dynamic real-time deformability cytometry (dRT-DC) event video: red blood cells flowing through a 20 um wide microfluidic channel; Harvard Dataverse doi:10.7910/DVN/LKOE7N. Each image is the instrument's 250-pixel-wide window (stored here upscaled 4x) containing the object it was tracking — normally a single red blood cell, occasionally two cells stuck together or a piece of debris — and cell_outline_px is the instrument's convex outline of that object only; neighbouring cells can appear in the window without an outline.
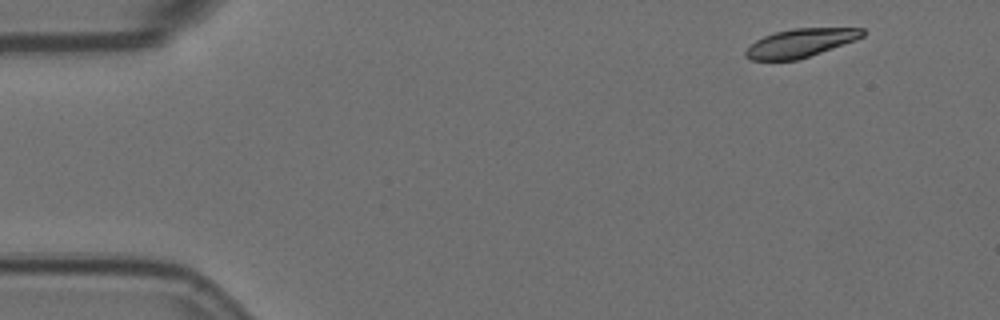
{"species": "Egyptian fruit bat (a non-hibernating species)", "species_latin": "Rousettus aegyptiacus", "temperature_condition": "room temperature", "stored_images_in_passage": 8, "camera_frame_rate_fps": 3000, "um_per_image_px": 0.085, "animal": {"sex": "female"}, "frame": {"image": 1, "passage_image": 1, "time_ms": 0.0, "image_size_px": [1000, 320], "cell_outline_px": [[864, 36], [856, 40], [796, 60], [752, 60], [744, 56], [744, 52], [756, 40], [764, 36], [776, 32], [792, 28], [864, 28]], "centroid_in_image_um": [68.03, 3.64], "position_along_channel_um": 17.0, "area_um2": 19.13}}
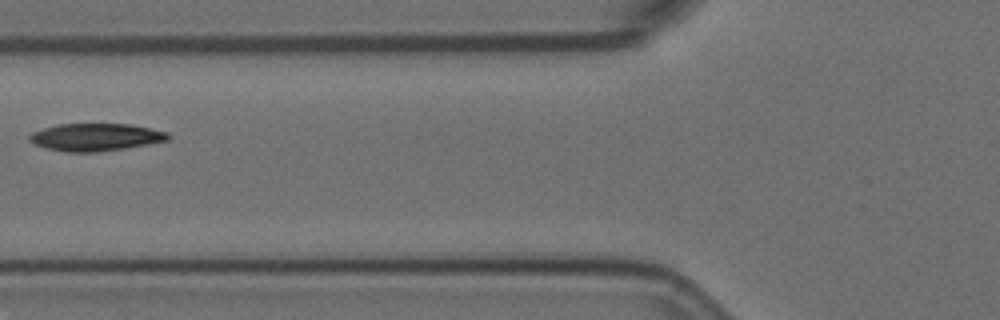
{"frame": {"image": 2, "passage_image": 6, "time_ms": 1.667, "image_size_px": [1000, 320], "cell_outline_px": [[172, 136], [168, 140], [124, 148], [96, 152], [68, 152], [48, 148], [36, 144], [28, 140], [28, 136], [32, 132], [56, 124], [132, 124], [168, 132]], "centroid_in_image_um": [8.14, 11.64], "position_along_channel_um": 117.7, "area_um2": 22.08}}
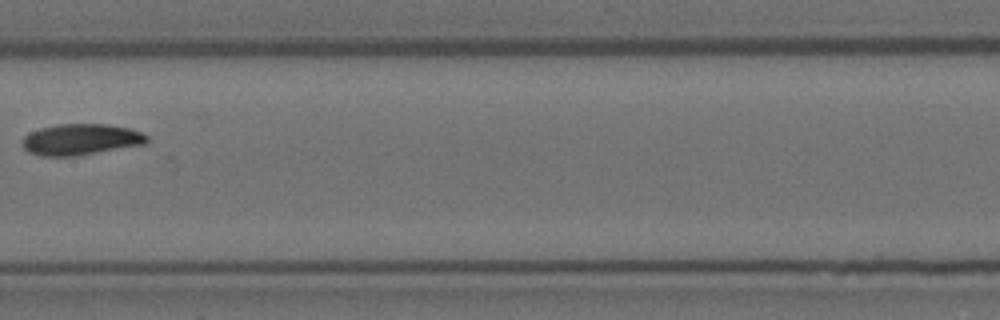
{"frame": {"image": 3, "passage_image": 8, "time_ms": 2.333, "image_size_px": [1000, 320], "cell_outline_px": [[148, 140], [144, 144], [76, 156], [40, 156], [28, 152], [20, 144], [20, 140], [28, 132], [40, 128], [56, 124], [104, 124], [128, 128], [140, 132], [148, 136]], "centroid_in_image_um": [6.79, 11.86], "position_along_channel_um": 200.6, "area_um2": 22.72}}